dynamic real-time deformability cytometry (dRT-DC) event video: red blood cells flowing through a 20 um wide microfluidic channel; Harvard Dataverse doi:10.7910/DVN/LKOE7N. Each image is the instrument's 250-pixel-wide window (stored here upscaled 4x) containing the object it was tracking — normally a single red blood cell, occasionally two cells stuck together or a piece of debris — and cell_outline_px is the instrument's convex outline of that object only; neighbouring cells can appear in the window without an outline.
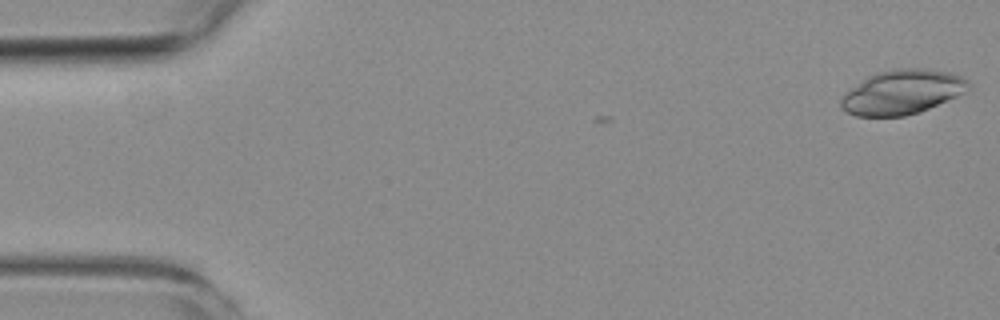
{"species": "common noctule bat (a hibernating species)", "species_latin": "Nyctalus noctula", "temperature_condition": "room temperature", "stored_images_in_passage": 6, "segment_of_instrument_passage": [2, 2], "camera_frame_rate_fps": 3000, "um_per_image_px": 0.085, "animal": {"sex": "female", "body_mass_g": 19.3, "forearm_length_mm": 54.1}, "frame": {"image": 1, "passage_image": 6, "time_ms": 6.667, "image_size_px": [1000, 320], "cell_outline_px": [[972, 88], [956, 96], [920, 112], [904, 116], [856, 116], [840, 108], [840, 100], [852, 88], [868, 76], [892, 68], [924, 68], [952, 72], [968, 80], [972, 84]], "centroid_in_image_um": [76.73, 7.82], "position_along_channel_um": 8.3, "area_um2": 32.89}}